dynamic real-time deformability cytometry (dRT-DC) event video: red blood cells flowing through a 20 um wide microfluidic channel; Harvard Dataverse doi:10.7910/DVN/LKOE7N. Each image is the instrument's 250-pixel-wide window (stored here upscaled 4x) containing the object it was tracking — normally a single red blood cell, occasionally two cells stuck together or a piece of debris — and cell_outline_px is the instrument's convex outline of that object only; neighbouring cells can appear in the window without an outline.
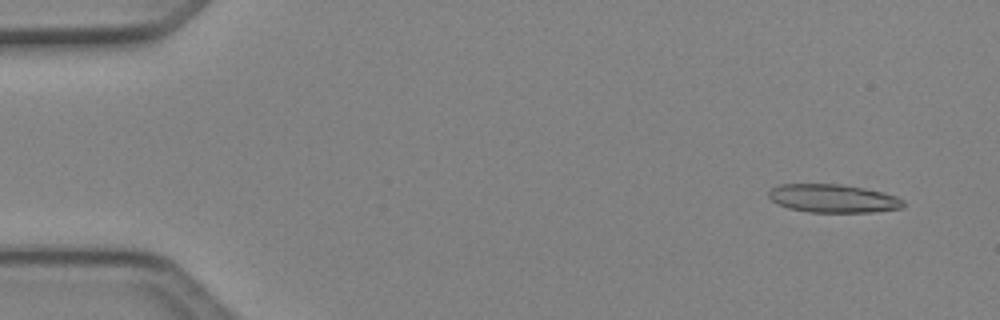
{"species": "Egyptian fruit bat (a non-hibernating species)", "species_latin": "Rousettus aegyptiacus", "temperature_condition": "cold", "stored_images_in_passage": 4, "camera_frame_rate_fps": 3000, "um_per_image_px": 0.085, "animal": {"sex": "female"}, "frame": {"image": 1, "passage_image": 2, "time_ms": 0.333, "image_size_px": [1000, 320], "cell_outline_px": [[904, 208], [872, 212], [808, 212], [788, 208], [776, 204], [768, 196], [768, 192], [772, 188], [780, 184], [840, 184], [864, 188], [884, 192], [896, 196], [904, 200]], "centroid_in_image_um": [70.82, 16.87], "position_along_channel_um": 14.2, "area_um2": 22.37}}